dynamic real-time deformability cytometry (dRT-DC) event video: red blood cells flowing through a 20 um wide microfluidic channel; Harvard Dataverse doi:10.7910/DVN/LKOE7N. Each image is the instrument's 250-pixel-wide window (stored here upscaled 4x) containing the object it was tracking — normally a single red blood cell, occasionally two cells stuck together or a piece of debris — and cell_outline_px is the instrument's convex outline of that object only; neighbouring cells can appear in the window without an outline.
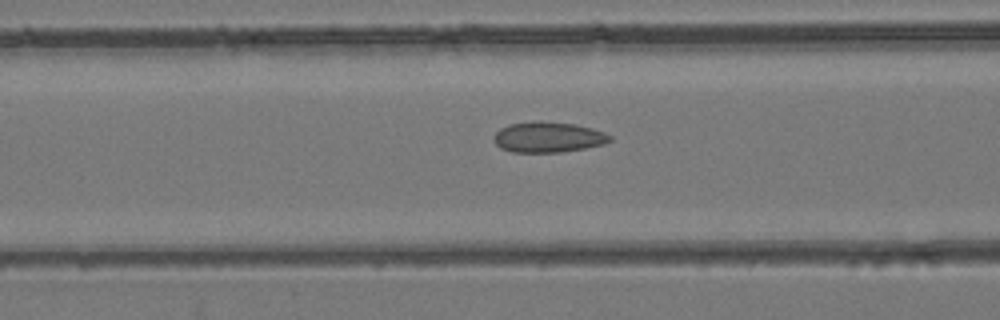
{"species": "common noctule bat (a hibernating species)", "species_latin": "Nyctalus noctula", "temperature_condition": "room temperature", "stored_images_in_passage": 29, "camera_frame_rate_fps": 3000, "um_per_image_px": 0.085, "animal": {"sex": "female", "body_mass_g": 24.6, "forearm_length_mm": 56.2}, "frame": {"image": 1, "passage_image": 10, "time_ms": 3.0, "image_size_px": [1000, 320], "cell_outline_px": [[612, 140], [604, 144], [584, 148], [560, 152], [512, 152], [500, 148], [492, 140], [492, 136], [500, 128], [508, 124], [536, 120], [540, 120], [576, 124], [592, 128], [604, 132], [612, 136]], "centroid_in_image_um": [46.56, 11.64], "position_along_channel_um": 120.0, "area_um2": 20.98}}
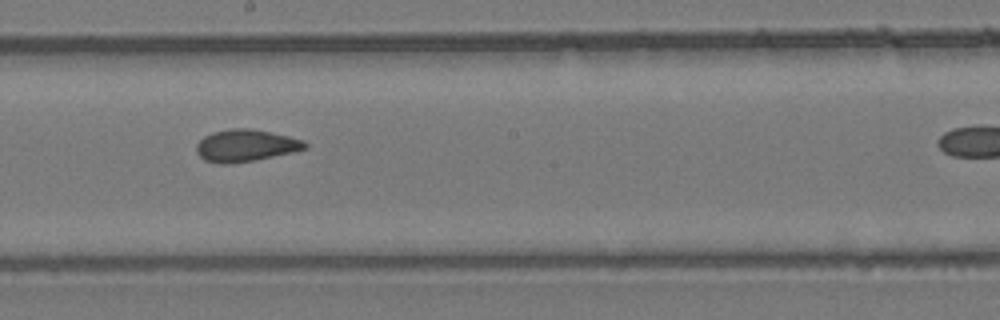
{"frame": {"image": 2, "passage_image": 17, "time_ms": 5.333, "image_size_px": [1000, 320], "cell_outline_px": [[308, 148], [292, 152], [232, 164], [224, 164], [204, 160], [196, 152], [196, 144], [204, 136], [212, 132], [232, 128], [248, 128], [288, 136], [304, 140], [308, 144]], "centroid_in_image_um": [20.86, 12.37], "position_along_channel_um": 227.3, "area_um2": 20.11}}
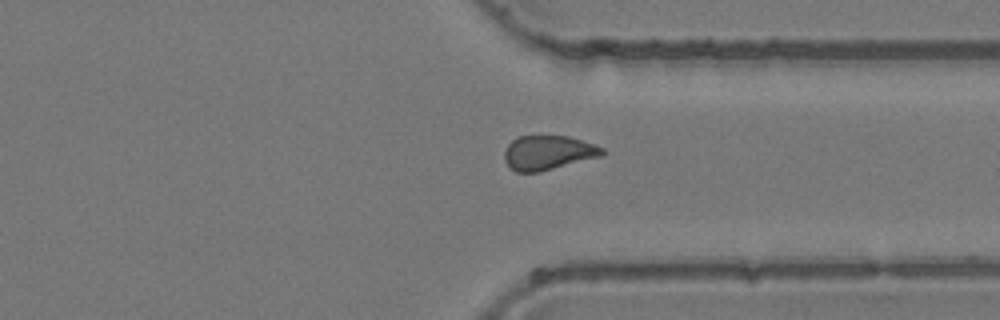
{"frame": {"image": 3, "passage_image": 26, "time_ms": 8.333, "image_size_px": [1000, 320], "cell_outline_px": [[604, 152], [600, 156], [540, 172], [516, 172], [508, 168], [504, 160], [504, 152], [508, 144], [516, 136], [568, 136], [604, 148]], "centroid_in_image_um": [46.52, 12.98], "position_along_channel_um": 364.9, "area_um2": 19.54}}